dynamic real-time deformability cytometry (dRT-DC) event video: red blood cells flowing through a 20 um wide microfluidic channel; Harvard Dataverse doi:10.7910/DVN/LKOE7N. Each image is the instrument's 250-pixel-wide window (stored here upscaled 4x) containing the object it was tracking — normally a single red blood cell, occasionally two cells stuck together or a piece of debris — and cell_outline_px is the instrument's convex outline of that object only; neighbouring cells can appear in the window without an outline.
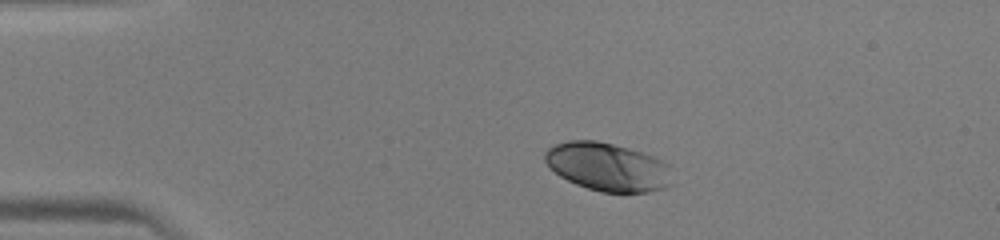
{"species": "human", "species_latin": "Homo sapiens", "temperature_condition": "warm", "stored_images_in_passage": 38, "camera_frame_rate_fps": 3000, "um_per_image_px": 0.085, "donor": {"sex": "male"}, "frame": {"image": 1, "passage_image": 1, "time_ms": 0.0, "image_size_px": [1000, 240], "cell_outline_px": [[672, 184], [664, 188], [648, 192], [600, 192], [576, 184], [560, 176], [544, 160], [544, 152], [548, 148], [556, 144], [568, 140], [596, 140], [628, 148], [652, 156], [668, 164]], "centroid_in_image_um": [51.64, 14.18], "position_along_channel_um": 33.4, "area_um2": 35.55}}
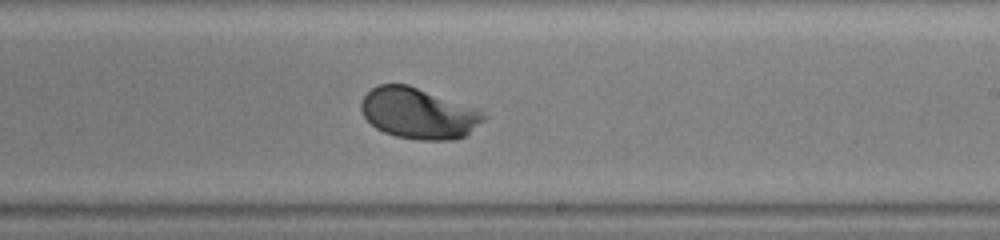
{"frame": {"image": 2, "passage_image": 20, "time_ms": 6.333, "image_size_px": [1000, 240], "cell_outline_px": [[488, 116], [484, 120], [464, 136], [452, 140], [420, 140], [396, 136], [384, 132], [376, 128], [364, 116], [360, 108], [360, 104], [364, 96], [372, 88], [380, 84], [408, 84], [480, 108]], "centroid_in_image_um": [35.61, 9.62], "position_along_channel_um": 253.4, "area_um2": 36.53}}
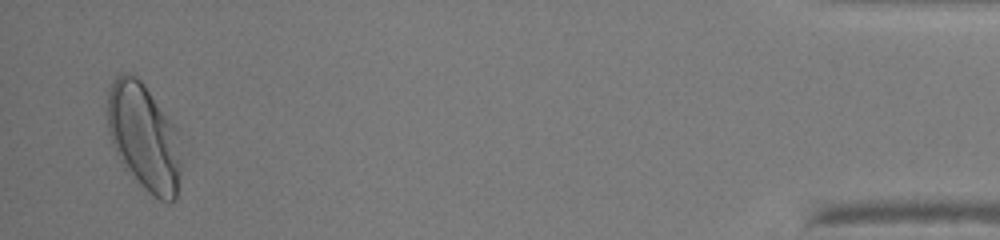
{"frame": {"image": 3, "passage_image": 37, "time_ms": 12.0, "image_size_px": [1000, 240], "cell_outline_px": [[180, 172], [176, 200], [160, 200], [152, 196], [124, 168], [112, 144], [108, 132], [108, 88], [116, 76], [120, 72], [128, 72], [136, 76], [144, 84], [176, 124], [180, 164]], "centroid_in_image_um": [12.22, 11.61], "position_along_channel_um": 423.0, "area_um2": 46.12}}